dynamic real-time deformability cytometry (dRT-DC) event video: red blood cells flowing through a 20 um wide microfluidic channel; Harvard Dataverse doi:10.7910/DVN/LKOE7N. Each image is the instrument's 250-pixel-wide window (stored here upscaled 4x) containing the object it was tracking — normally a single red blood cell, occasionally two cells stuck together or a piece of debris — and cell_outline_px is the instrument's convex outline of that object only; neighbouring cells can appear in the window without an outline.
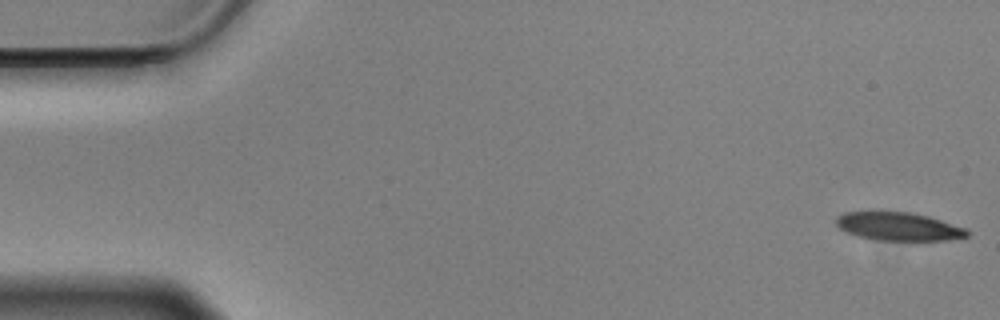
{"species": "Egyptian fruit bat (a non-hibernating species)", "species_latin": "Rousettus aegyptiacus", "temperature_condition": "cold", "stored_images_in_passage": 56, "camera_frame_rate_fps": 3000, "um_per_image_px": 0.085, "animal": {"sex": "male"}, "frame": {"image": 1, "passage_image": 1, "time_ms": 0.0, "image_size_px": [1000, 320], "cell_outline_px": [[968, 236], [948, 240], [880, 240], [860, 236], [848, 232], [840, 228], [836, 224], [836, 216], [844, 212], [908, 212], [928, 216], [968, 228]], "centroid_in_image_um": [76.41, 19.24], "position_along_channel_um": 8.6, "area_um2": 21.33}}
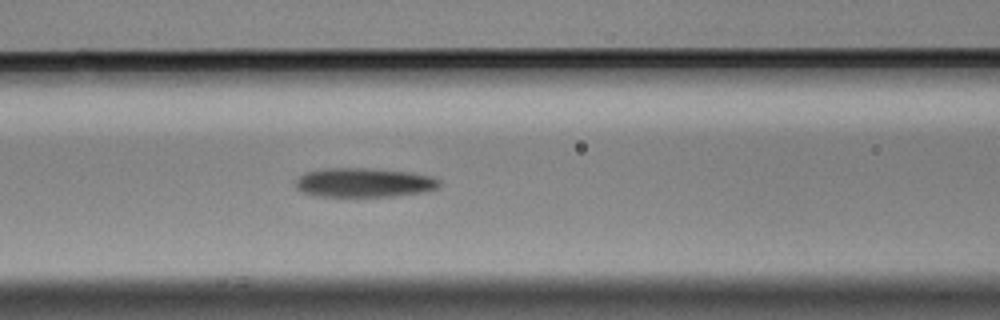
{"frame": {"image": 2, "passage_image": 23, "time_ms": 7.333, "image_size_px": [1000, 320], "cell_outline_px": [[440, 184], [436, 188], [428, 192], [392, 196], [316, 196], [304, 192], [296, 188], [296, 180], [300, 176], [308, 172], [328, 168], [368, 168], [408, 172], [432, 176], [440, 180]], "centroid_in_image_um": [30.98, 15.52], "position_along_channel_um": 135.6, "area_um2": 24.33}}
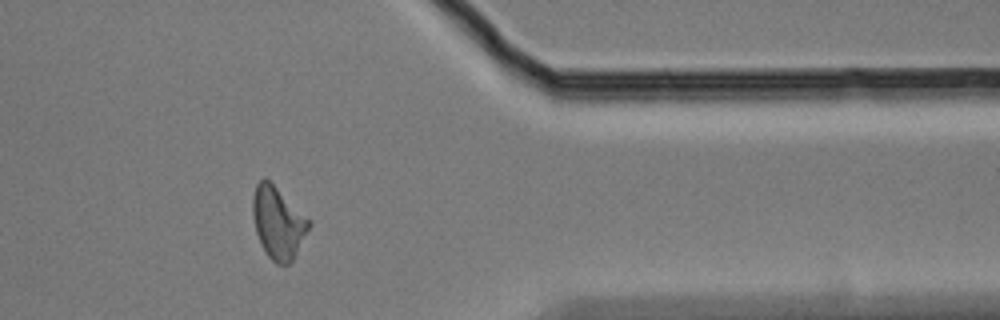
{"frame": {"image": 3, "passage_image": 46, "time_ms": 15.0, "image_size_px": [1000, 320], "cell_outline_px": [[312, 224], [292, 260], [288, 264], [276, 264], [268, 256], [256, 232], [252, 212], [252, 196], [256, 184], [264, 176], [312, 220]], "centroid_in_image_um": [23.65, 18.9], "position_along_channel_um": 387.8, "area_um2": 23.47}, "authors_computed_cell_mechanics": {"area_um2": 23.5246, "velocity_mm_per_s": 3.5155, "shape_relaxation_time_tau1_ms": 4.7531, "shape_relaxation_time_tau2_ms": 7.7683, "deformation_change_tau1": 0.1654, "deformation_change_tau2": 0.2095}}